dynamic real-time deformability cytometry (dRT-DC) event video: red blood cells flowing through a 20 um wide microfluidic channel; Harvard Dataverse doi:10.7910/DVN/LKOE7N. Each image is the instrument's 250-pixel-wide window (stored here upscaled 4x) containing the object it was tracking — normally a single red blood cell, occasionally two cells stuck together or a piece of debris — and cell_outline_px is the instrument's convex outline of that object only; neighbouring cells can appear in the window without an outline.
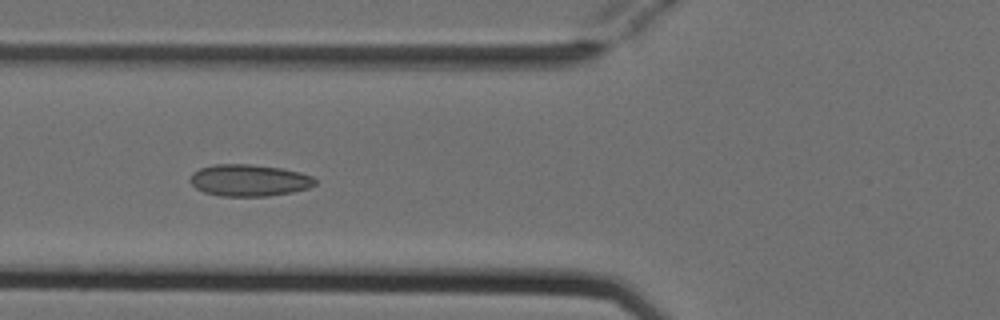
{"species": "Egyptian fruit bat (a non-hibernating species)", "species_latin": "Rousettus aegyptiacus", "temperature_condition": "cold", "stored_images_in_passage": 7, "camera_frame_rate_fps": 3000, "um_per_image_px": 0.085, "animal": {"sex": "female"}, "frame": {"image": 1, "passage_image": 5, "time_ms": 1.333, "image_size_px": [1000, 320], "cell_outline_px": [[316, 184], [308, 188], [292, 192], [268, 196], [220, 196], [204, 192], [196, 188], [188, 180], [192, 172], [200, 168], [216, 164], [252, 164], [280, 168], [300, 172], [312, 176], [316, 180]], "centroid_in_image_um": [21.16, 15.32], "position_along_channel_um": 104.6, "area_um2": 23.24}}
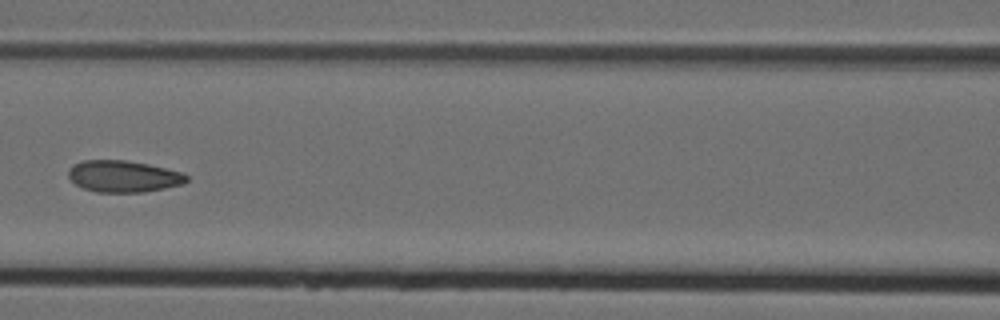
{"frame": {"image": 2, "passage_image": 6, "time_ms": 1.667, "image_size_px": [1000, 320], "cell_outline_px": [[188, 180], [184, 184], [144, 192], [96, 192], [84, 188], [76, 184], [68, 176], [68, 172], [72, 164], [84, 160], [124, 160], [148, 164], [180, 172], [188, 176]], "centroid_in_image_um": [10.48, 14.99], "position_along_channel_um": 156.1, "area_um2": 21.68}}
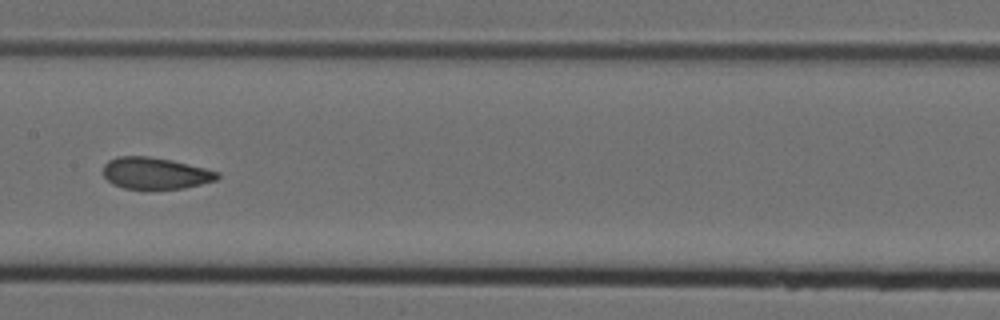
{"frame": {"image": 3, "passage_image": 7, "time_ms": 2.0, "image_size_px": [1000, 320], "cell_outline_px": [[220, 176], [216, 180], [184, 188], [124, 188], [112, 184], [104, 176], [104, 164], [108, 160], [116, 156], [148, 156], [172, 160], [220, 172]], "centroid_in_image_um": [13.19, 14.71], "position_along_channel_um": 194.2, "area_um2": 20.87}}